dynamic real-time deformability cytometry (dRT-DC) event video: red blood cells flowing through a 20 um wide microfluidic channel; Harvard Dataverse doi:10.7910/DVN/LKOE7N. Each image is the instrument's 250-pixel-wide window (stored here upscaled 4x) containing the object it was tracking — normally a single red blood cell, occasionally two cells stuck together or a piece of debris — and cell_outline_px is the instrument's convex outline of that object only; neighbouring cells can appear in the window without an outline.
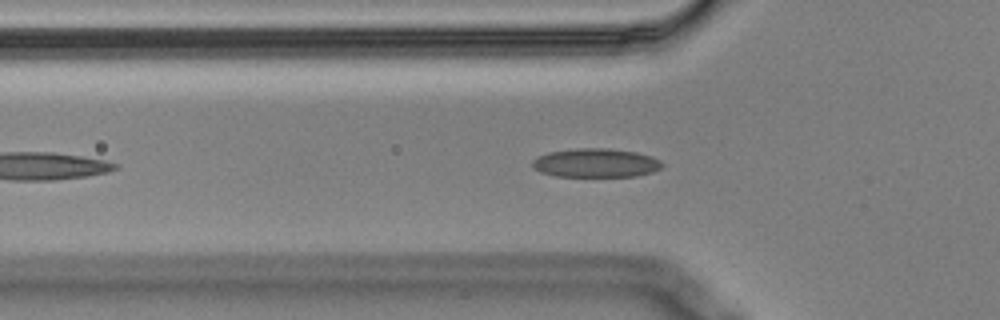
{"species": "Egyptian fruit bat (a non-hibernating species)", "species_latin": "Rousettus aegyptiacus", "temperature_condition": "cold", "stored_images_in_passage": 28, "camera_frame_rate_fps": 3000, "um_per_image_px": 0.085, "animal": {"sex": "male"}, "frame": {"image": 1, "passage_image": 9, "time_ms": 2.667, "image_size_px": [1000, 320], "cell_outline_px": [[664, 164], [660, 168], [652, 172], [636, 176], [556, 176], [540, 172], [532, 168], [532, 160], [536, 156], [548, 152], [576, 148], [604, 148], [636, 152], [652, 156], [660, 160]], "centroid_in_image_um": [50.61, 13.84], "position_along_channel_um": 75.2, "area_um2": 21.91}}
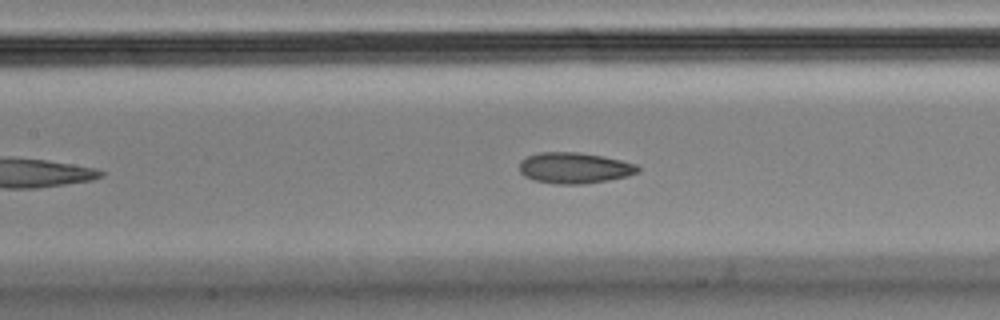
{"frame": {"image": 2, "passage_image": 16, "time_ms": 5.0, "image_size_px": [1000, 320], "cell_outline_px": [[640, 172], [628, 176], [608, 180], [584, 184], [556, 184], [536, 180], [524, 176], [520, 172], [520, 160], [528, 156], [540, 152], [576, 152], [600, 156], [620, 160], [636, 164], [640, 168]], "centroid_in_image_um": [48.83, 14.28], "position_along_channel_um": 158.6, "area_um2": 21.27}}
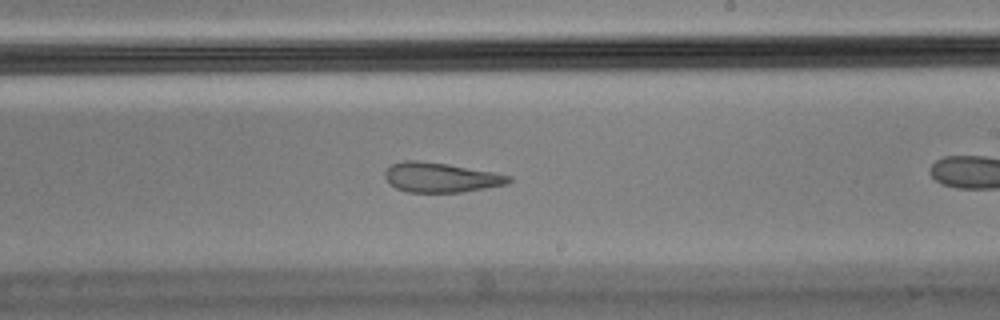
{"frame": {"image": 3, "passage_image": 20, "time_ms": 6.333, "image_size_px": [1000, 320], "cell_outline_px": [[512, 180], [504, 184], [484, 188], [460, 192], [408, 192], [396, 188], [388, 184], [384, 176], [384, 172], [392, 164], [404, 160], [416, 160], [448, 164], [492, 172], [512, 176]], "centroid_in_image_um": [37.4, 15.08], "position_along_channel_um": 251.6, "area_um2": 21.27}}